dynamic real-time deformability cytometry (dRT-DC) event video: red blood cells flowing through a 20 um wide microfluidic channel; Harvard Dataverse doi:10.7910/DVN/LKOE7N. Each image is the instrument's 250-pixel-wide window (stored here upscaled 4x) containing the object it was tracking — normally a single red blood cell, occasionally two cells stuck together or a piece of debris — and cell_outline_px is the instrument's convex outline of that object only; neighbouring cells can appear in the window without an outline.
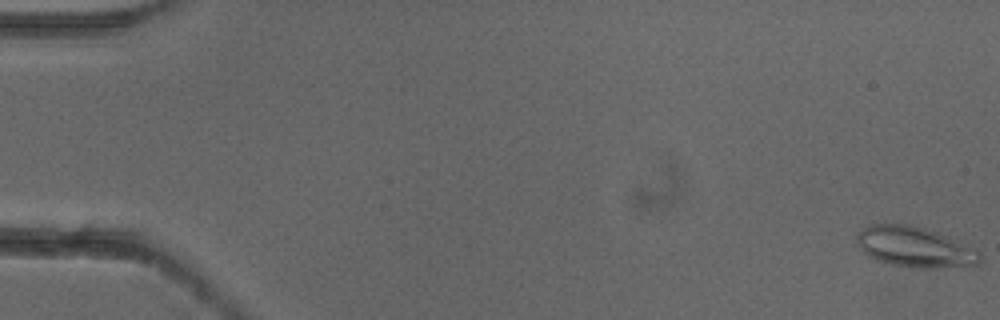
{"species": "common noctule bat (a hibernating species)", "species_latin": "Nyctalus noctula", "temperature_condition": "cold", "stored_images_in_passage": 6, "camera_frame_rate_fps": 3000, "um_per_image_px": 0.085, "animal": {"sex": "female"}, "frame": {"image": 1, "passage_image": 1, "time_ms": 0.0, "image_size_px": [1000, 320], "cell_outline_px": [[984, 256], [980, 264], [928, 268], [912, 268], [892, 264], [876, 260], [868, 256], [856, 244], [856, 232], [868, 224], [912, 224], [948, 236], [976, 248]], "centroid_in_image_um": [77.75, 20.98], "position_along_channel_um": 7.2, "area_um2": 29.42}}